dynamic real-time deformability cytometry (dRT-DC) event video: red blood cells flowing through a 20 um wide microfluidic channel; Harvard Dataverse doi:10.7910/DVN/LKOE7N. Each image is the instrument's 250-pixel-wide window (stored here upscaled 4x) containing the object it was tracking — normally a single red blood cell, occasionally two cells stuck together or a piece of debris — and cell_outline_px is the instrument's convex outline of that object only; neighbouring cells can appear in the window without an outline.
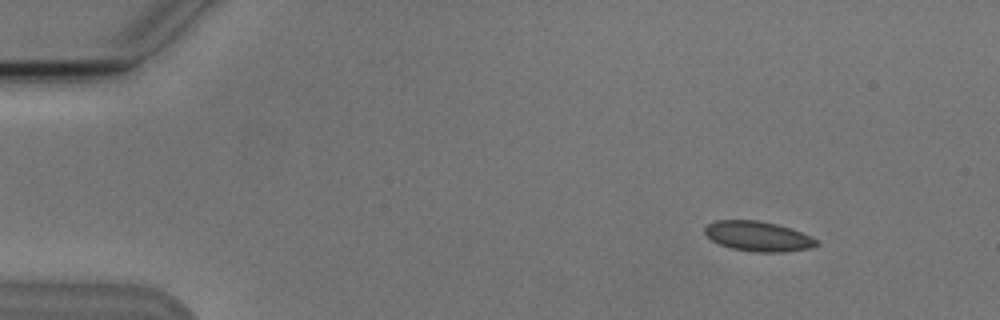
{"species": "Egyptian fruit bat (a non-hibernating species)", "species_latin": "Rousettus aegyptiacus", "temperature_condition": "cold", "stored_images_in_passage": 4, "camera_frame_rate_fps": 3000, "um_per_image_px": 0.085, "animal": {"sex": "male"}, "frame": {"image": 1, "passage_image": 2, "time_ms": 1.333, "image_size_px": [1000, 320], "cell_outline_px": [[820, 244], [812, 248], [784, 252], [752, 252], [732, 248], [720, 244], [712, 240], [704, 232], [704, 228], [708, 224], [716, 220], [760, 220], [776, 224], [812, 236]], "centroid_in_image_um": [64.45, 20.09], "position_along_channel_um": 20.6, "area_um2": 19.48}}
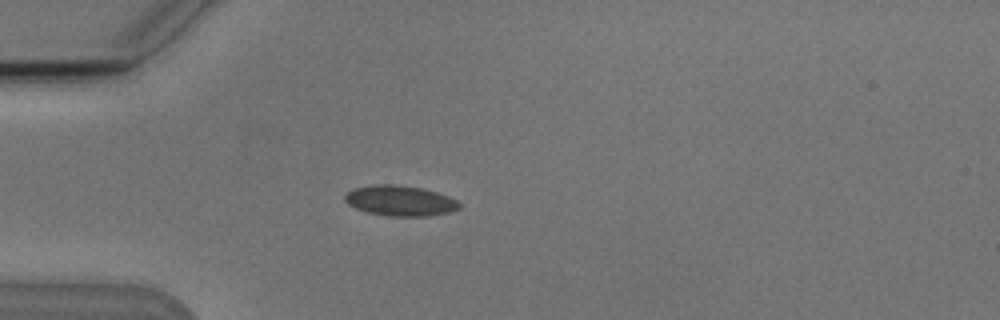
{"frame": {"image": 2, "passage_image": 4, "time_ms": 4.333, "image_size_px": [1000, 320], "cell_outline_px": [[460, 208], [452, 212], [428, 216], [388, 216], [368, 212], [356, 208], [348, 204], [344, 200], [344, 196], [352, 188], [372, 184], [396, 184], [420, 188], [436, 192], [448, 196], [456, 200], [460, 204]], "centroid_in_image_um": [34.0, 17.06], "position_along_channel_um": 51.0, "area_um2": 20.35}}